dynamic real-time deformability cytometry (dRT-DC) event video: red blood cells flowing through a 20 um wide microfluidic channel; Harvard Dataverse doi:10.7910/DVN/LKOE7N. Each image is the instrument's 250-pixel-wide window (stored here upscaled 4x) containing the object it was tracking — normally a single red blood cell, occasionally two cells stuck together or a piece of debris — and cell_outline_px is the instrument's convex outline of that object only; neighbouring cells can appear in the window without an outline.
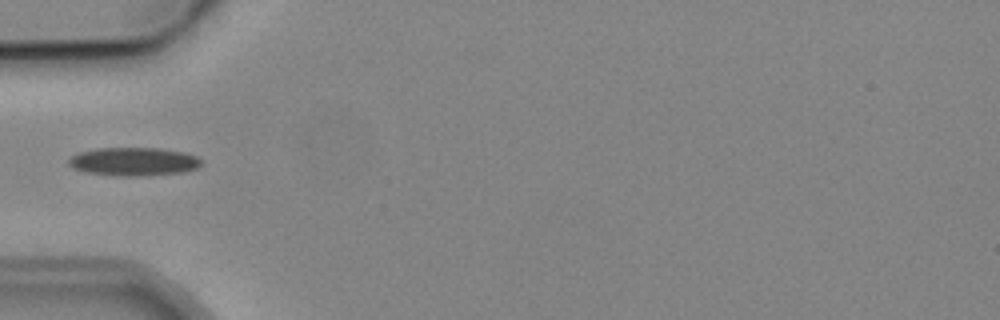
{"species": "common noctule bat (a hibernating species)", "species_latin": "Nyctalus noctula", "temperature_condition": "cold", "stored_images_in_passage": 5, "camera_frame_rate_fps": 3000, "um_per_image_px": 0.085, "animal": {"sex": "male", "body_mass_g": 19.2, "forearm_length_mm": 51.8}, "frame": {"image": 1, "passage_image": 5, "time_ms": 5.667, "image_size_px": [1000, 320], "cell_outline_px": [[200, 164], [196, 168], [184, 172], [144, 176], [120, 176], [84, 172], [72, 168], [68, 164], [68, 160], [72, 156], [80, 152], [96, 148], [160, 148], [184, 152], [196, 156], [200, 160]], "centroid_in_image_um": [11.34, 13.74], "position_along_channel_um": 73.7, "area_um2": 21.96}}